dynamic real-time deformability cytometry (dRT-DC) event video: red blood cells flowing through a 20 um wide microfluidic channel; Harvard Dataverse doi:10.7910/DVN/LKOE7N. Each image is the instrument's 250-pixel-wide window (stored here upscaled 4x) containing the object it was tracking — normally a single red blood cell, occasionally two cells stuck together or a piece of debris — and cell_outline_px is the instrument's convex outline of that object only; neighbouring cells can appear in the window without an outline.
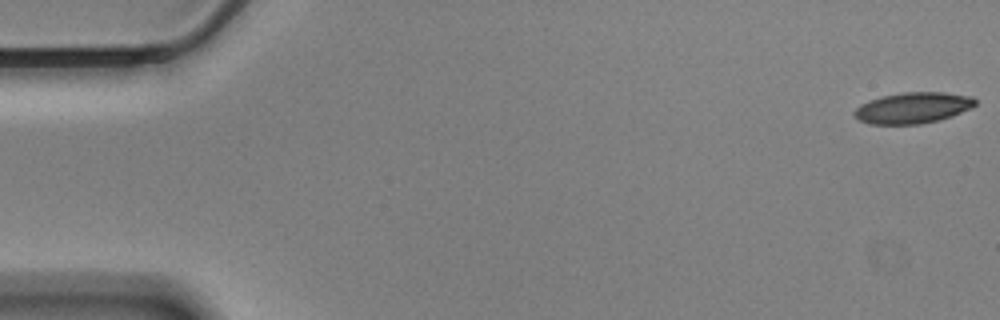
{"species": "Egyptian fruit bat (a non-hibernating species)", "species_latin": "Rousettus aegyptiacus", "temperature_condition": "cold", "stored_images_in_passage": 58, "camera_frame_rate_fps": 3000, "um_per_image_px": 0.085, "animal": {"sex": "male"}, "frame": {"image": 1, "passage_image": 1, "time_ms": 0.0, "image_size_px": [1000, 320], "cell_outline_px": [[976, 104], [972, 108], [952, 116], [940, 120], [920, 124], [868, 124], [860, 120], [852, 112], [860, 104], [884, 96], [904, 92], [944, 92], [972, 96], [976, 100]], "centroid_in_image_um": [77.63, 9.17], "position_along_channel_um": 7.4, "area_um2": 21.85}}
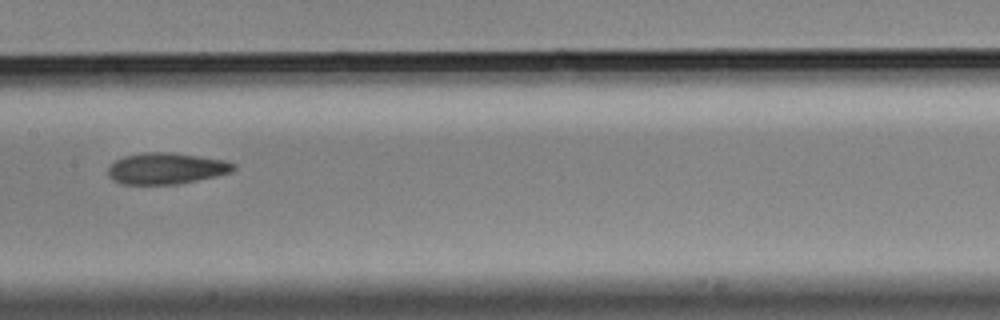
{"frame": {"image": 2, "passage_image": 29, "time_ms": 9.333, "image_size_px": [1000, 320], "cell_outline_px": [[236, 168], [232, 172], [216, 176], [176, 184], [120, 184], [112, 180], [108, 176], [108, 168], [116, 160], [124, 156], [144, 152], [172, 152], [200, 156], [224, 160], [236, 164]], "centroid_in_image_um": [14.13, 14.31], "position_along_channel_um": 193.3, "area_um2": 22.95}}
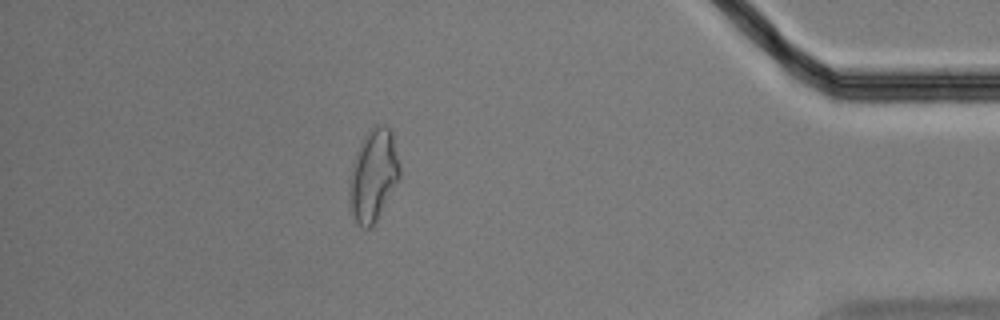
{"frame": {"image": 3, "passage_image": 51, "time_ms": 16.667, "image_size_px": [1000, 320], "cell_outline_px": [[400, 176], [372, 228], [360, 228], [352, 216], [348, 208], [348, 180], [352, 164], [356, 152], [364, 136], [376, 124], [384, 124], [392, 132], [400, 168]], "centroid_in_image_um": [31.68, 14.94], "position_along_channel_um": 403.5, "area_um2": 27.22}, "authors_computed_cell_mechanics": {"area_um2": 22.9755, "velocity_mm_per_s": 3.4601, "shape_relaxation_time_tau1_ms": 8.3288, "shape_relaxation_time_tau2_ms": 3.5436, "deformation_change_tau1": 0.1733, "deformation_change_tau2": 0.1071}}